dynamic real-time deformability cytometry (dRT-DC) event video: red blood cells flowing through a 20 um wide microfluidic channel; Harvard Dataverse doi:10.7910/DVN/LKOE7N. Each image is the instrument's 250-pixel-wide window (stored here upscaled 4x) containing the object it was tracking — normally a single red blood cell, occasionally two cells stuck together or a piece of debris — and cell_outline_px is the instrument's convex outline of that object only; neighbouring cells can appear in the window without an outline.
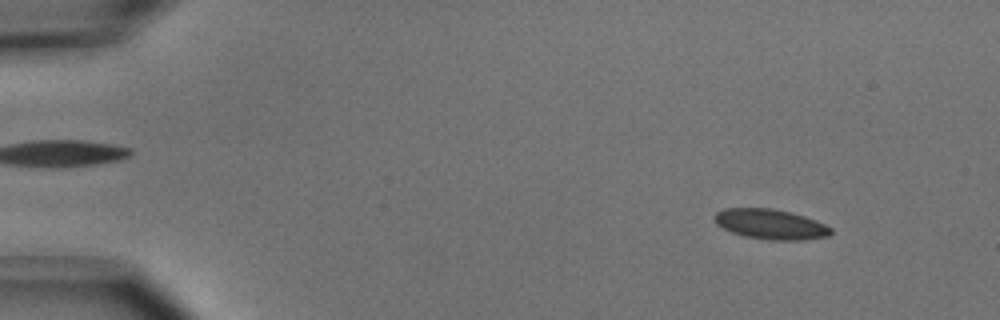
{"species": "common noctule bat (a hibernating species)", "species_latin": "Nyctalus noctula", "temperature_condition": "cold", "stored_images_in_passage": 51, "camera_frame_rate_fps": 3000, "um_per_image_px": 0.085, "animal": {"sex": "male", "body_mass_g": 15.6}, "frame": {"image": 1, "passage_image": 6, "time_ms": 1.667, "image_size_px": [1000, 320], "cell_outline_px": [[832, 232], [828, 236], [804, 240], [772, 240], [744, 236], [732, 232], [716, 224], [712, 216], [716, 212], [724, 208], [772, 208], [792, 212], [816, 220], [832, 228]], "centroid_in_image_um": [65.49, 19.05], "position_along_channel_um": 19.5, "area_um2": 20.52}}
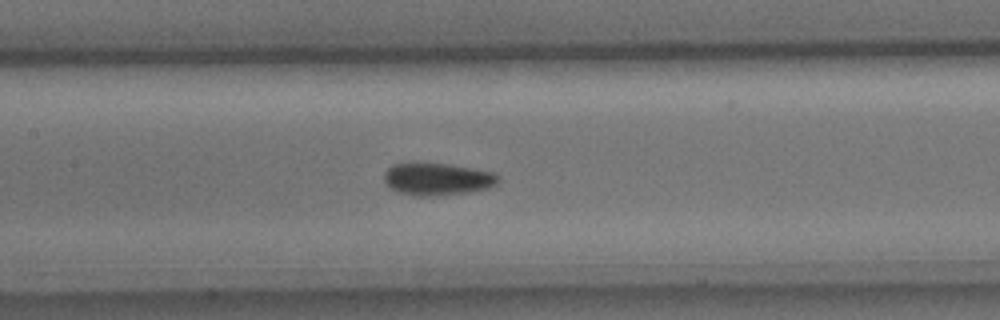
{"frame": {"image": 2, "passage_image": 25, "time_ms": 8.0, "image_size_px": [1000, 320], "cell_outline_px": [[500, 180], [496, 184], [488, 188], [444, 196], [416, 196], [400, 192], [388, 188], [384, 180], [384, 172], [392, 164], [412, 160], [448, 164], [472, 168], [492, 172], [500, 176]], "centroid_in_image_um": [37.11, 15.19], "position_along_channel_um": 170.3, "area_um2": 22.25}}
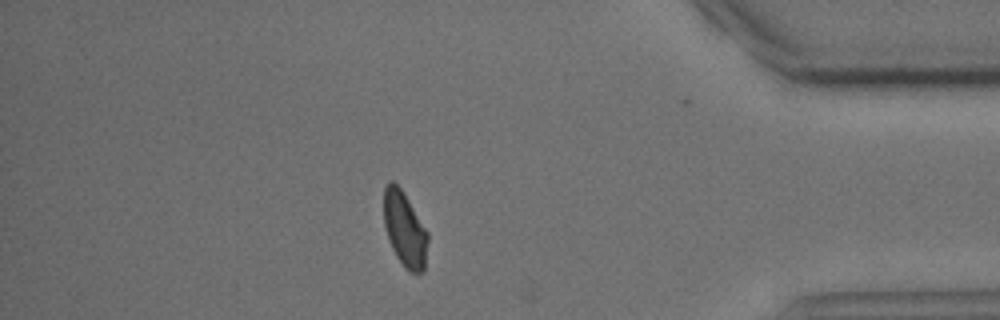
{"frame": {"image": 3, "passage_image": 45, "time_ms": 14.667, "image_size_px": [1000, 320], "cell_outline_px": [[428, 240], [424, 272], [408, 272], [404, 268], [396, 256], [388, 240], [384, 224], [384, 188], [388, 180], [392, 180], [404, 192], [428, 232]], "centroid_in_image_um": [34.4, 19.49], "position_along_channel_um": 400.8, "area_um2": 19.42}, "authors_computed_cell_mechanics": {"area_um2": 20.519, "velocity_mm_per_s": 3.9347, "shape_relaxation_time_tau1_ms": 2.0143, "shape_relaxation_time_tau2_ms": 4.1887, "deformation_change_tau1": 0.0735, "deformation_change_tau2": 0.0706}}